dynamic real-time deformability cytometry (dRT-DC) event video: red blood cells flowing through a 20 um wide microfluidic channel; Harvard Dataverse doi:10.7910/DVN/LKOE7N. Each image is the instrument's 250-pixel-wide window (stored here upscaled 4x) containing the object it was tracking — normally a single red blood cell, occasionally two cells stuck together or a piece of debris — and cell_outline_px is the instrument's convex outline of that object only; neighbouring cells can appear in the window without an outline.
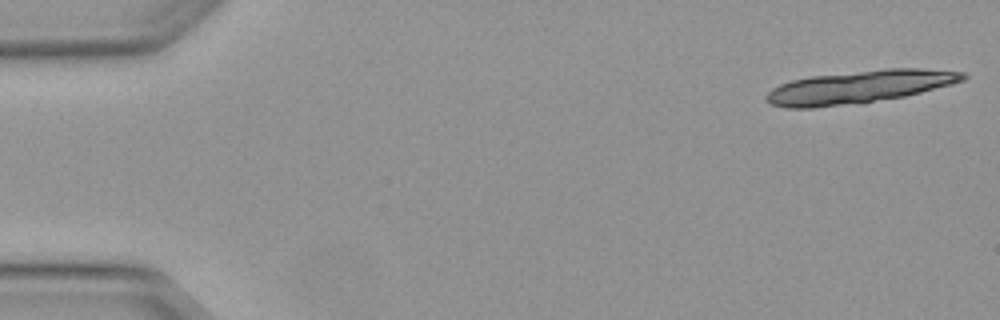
{"species": "Egyptian fruit bat (a non-hibernating species)", "species_latin": "Rousettus aegyptiacus", "temperature_condition": "warm", "stored_images_in_passage": 18, "camera_frame_rate_fps": 3000, "um_per_image_px": 0.085, "animal": {"sex": "female"}, "frame": {"image": 1, "passage_image": 1, "time_ms": 0.0, "image_size_px": [1000, 320], "cell_outline_px": [[968, 76], [964, 80], [952, 84], [904, 96], [812, 108], [788, 108], [772, 104], [764, 100], [764, 96], [772, 88], [780, 84], [792, 80], [812, 76], [884, 68], [920, 68], [964, 72]], "centroid_in_image_um": [73.01, 7.37], "position_along_channel_um": 12.0, "area_um2": 37.05}}
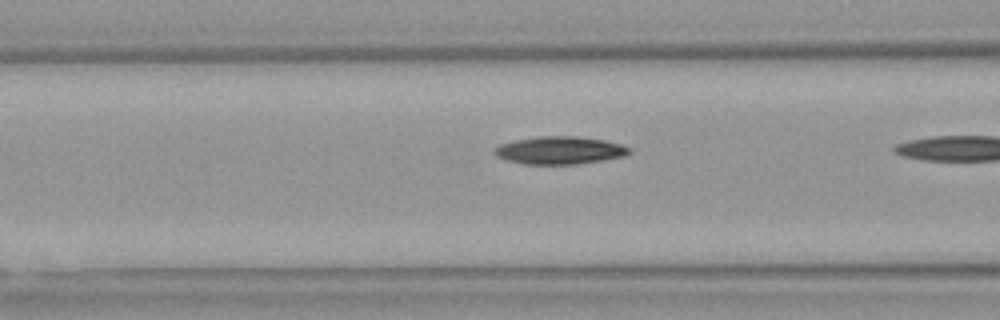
{"frame": {"image": 2, "passage_image": 17, "time_ms": 5.333, "image_size_px": [1000, 320], "cell_outline_px": [[632, 152], [624, 156], [604, 160], [576, 164], [524, 164], [504, 160], [496, 156], [492, 152], [492, 148], [500, 144], [516, 140], [536, 136], [580, 136], [604, 140], [620, 144], [632, 148]], "centroid_in_image_um": [47.55, 12.77], "position_along_channel_um": 119.0, "area_um2": 22.08}}